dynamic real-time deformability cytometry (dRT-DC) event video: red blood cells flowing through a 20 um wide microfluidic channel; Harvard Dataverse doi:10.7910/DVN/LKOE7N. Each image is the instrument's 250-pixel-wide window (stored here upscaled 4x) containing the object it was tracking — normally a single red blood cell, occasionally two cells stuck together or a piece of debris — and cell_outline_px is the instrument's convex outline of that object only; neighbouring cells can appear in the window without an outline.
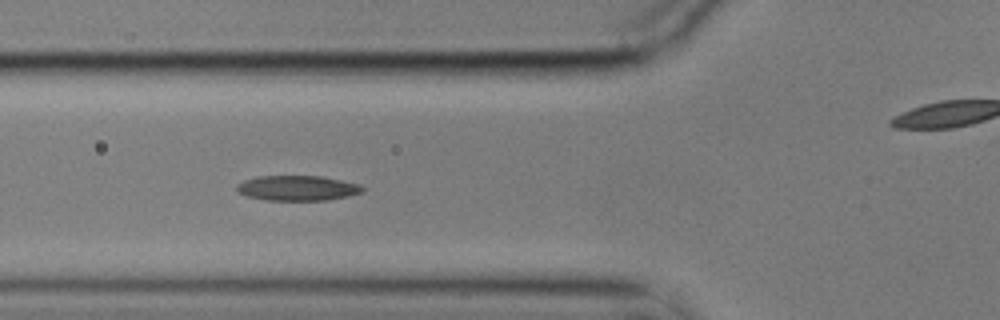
{"species": "common noctule bat (a hibernating species)", "species_latin": "Nyctalus noctula", "temperature_condition": "cold", "stored_images_in_passage": 11, "segment_of_instrument_passage": [1, 2], "camera_frame_rate_fps": 3000, "um_per_image_px": 0.085, "animal": {"sex": "male", "body_mass_g": 17.9}, "frame": {"image": 1, "passage_image": 5, "time_ms": 1.333, "image_size_px": [1000, 320], "cell_outline_px": [[364, 192], [348, 196], [324, 200], [264, 200], [248, 196], [240, 192], [236, 188], [236, 184], [244, 180], [260, 176], [320, 176], [360, 184], [364, 188]], "centroid_in_image_um": [25.29, 15.98], "position_along_channel_um": 100.5, "area_um2": 18.26}}
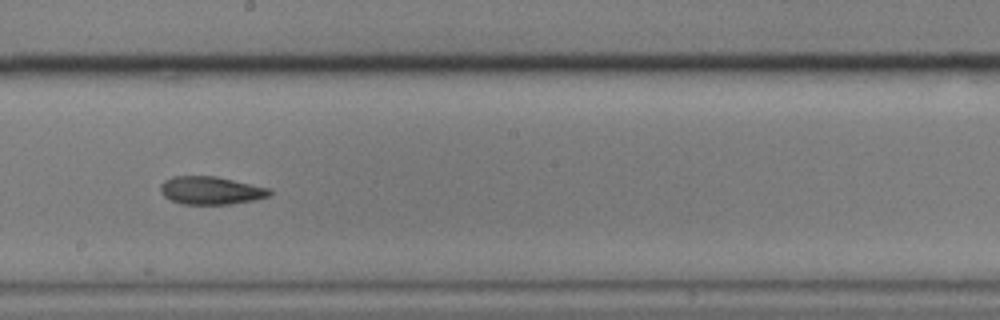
{"frame": {"image": 2, "passage_image": 8, "time_ms": 2.333, "image_size_px": [1000, 320], "cell_outline_px": [[272, 196], [256, 200], [228, 204], [180, 204], [164, 196], [160, 192], [160, 184], [164, 180], [172, 176], [216, 176], [268, 188], [272, 192]], "centroid_in_image_um": [17.91, 16.19], "position_along_channel_um": 230.3, "area_um2": 17.86}}
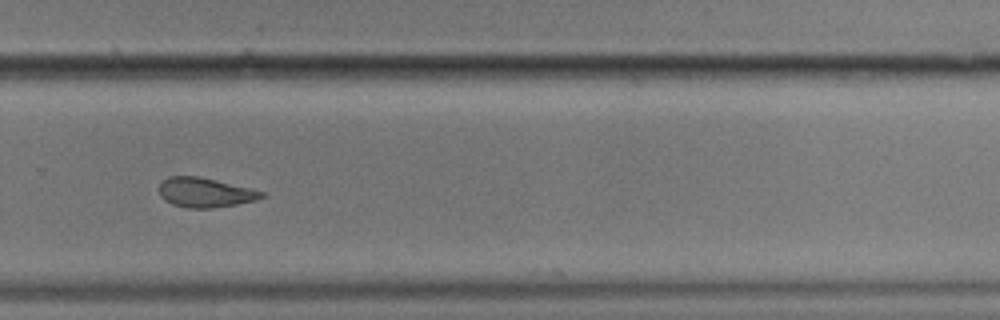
{"frame": {"image": 3, "passage_image": 10, "time_ms": 3.0, "image_size_px": [1000, 320], "cell_outline_px": [[264, 196], [256, 200], [236, 204], [212, 208], [188, 208], [172, 204], [164, 200], [160, 196], [160, 184], [168, 176], [196, 176], [252, 188], [264, 192]], "centroid_in_image_um": [17.43, 16.37], "position_along_channel_um": 312.4, "area_um2": 17.51}}